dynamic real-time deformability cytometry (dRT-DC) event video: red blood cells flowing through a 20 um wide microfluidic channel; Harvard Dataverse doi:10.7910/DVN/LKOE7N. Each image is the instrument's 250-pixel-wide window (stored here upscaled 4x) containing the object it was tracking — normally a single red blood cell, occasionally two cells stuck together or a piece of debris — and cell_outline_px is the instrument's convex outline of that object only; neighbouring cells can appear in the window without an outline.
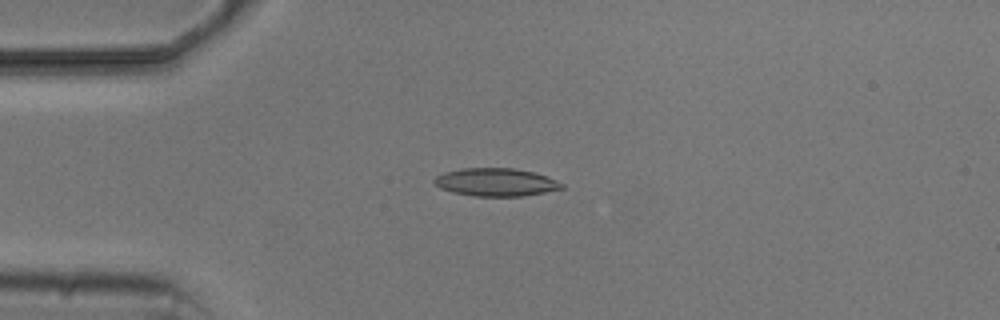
{"species": "common noctule bat (a hibernating species)", "species_latin": "Nyctalus noctula", "temperature_condition": "cold", "stored_images_in_passage": 5, "camera_frame_rate_fps": 3000, "um_per_image_px": 0.085, "animal": {"sex": "male", "body_mass_g": 20.5, "forearm_length_mm": 52.5}, "frame": {"image": 1, "passage_image": 4, "time_ms": 3.333, "image_size_px": [1000, 320], "cell_outline_px": [[564, 188], [524, 196], [472, 196], [452, 192], [440, 188], [432, 180], [436, 176], [444, 172], [464, 168], [512, 168], [532, 172], [548, 176], [564, 184]], "centroid_in_image_um": [42.14, 15.49], "position_along_channel_um": 42.9, "area_um2": 20.75}}